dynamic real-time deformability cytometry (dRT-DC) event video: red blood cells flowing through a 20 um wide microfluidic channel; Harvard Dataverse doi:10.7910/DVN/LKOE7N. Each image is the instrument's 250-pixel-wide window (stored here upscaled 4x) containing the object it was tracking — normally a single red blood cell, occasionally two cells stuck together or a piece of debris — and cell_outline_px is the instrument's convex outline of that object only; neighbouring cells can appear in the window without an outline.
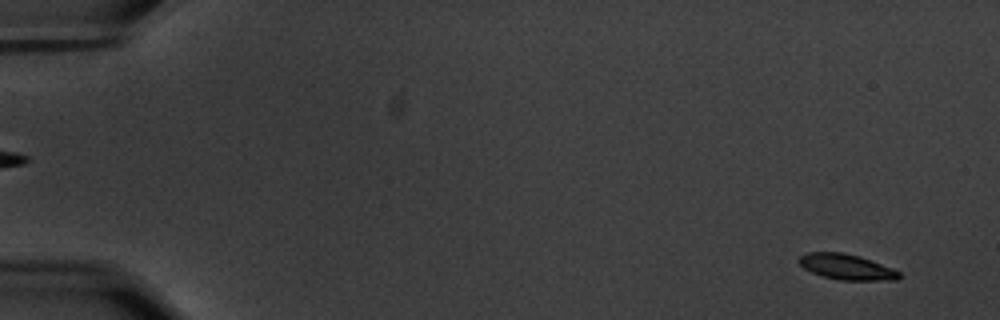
{"species": "common noctule bat (a hibernating species)", "species_latin": "Nyctalus noctula", "temperature_condition": "warm", "stored_images_in_passage": 60, "camera_frame_rate_fps": 3000, "um_per_image_px": 0.085, "animal": {"sex": "male", "body_mass_g": 20.1, "forearm_length_mm": 53.5}, "frame": {"image": 1, "passage_image": 4, "time_ms": 1.0, "image_size_px": [1000, 320], "cell_outline_px": [[900, 276], [896, 280], [840, 280], [824, 276], [812, 272], [804, 268], [796, 260], [800, 256], [808, 252], [844, 252], [860, 256], [892, 268], [900, 272]], "centroid_in_image_um": [71.94, 22.67], "position_along_channel_um": 13.1, "area_um2": 14.85}}
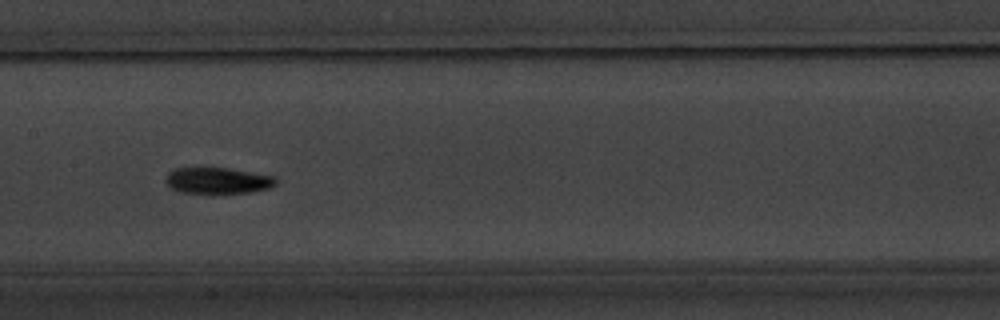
{"frame": {"image": 2, "passage_image": 31, "time_ms": 10.0, "image_size_px": [1000, 320], "cell_outline_px": [[276, 184], [268, 188], [248, 192], [212, 196], [180, 192], [172, 188], [164, 180], [168, 172], [176, 168], [228, 168], [276, 176]], "centroid_in_image_um": [18.48, 15.39], "position_along_channel_um": 188.9, "area_um2": 17.46}}
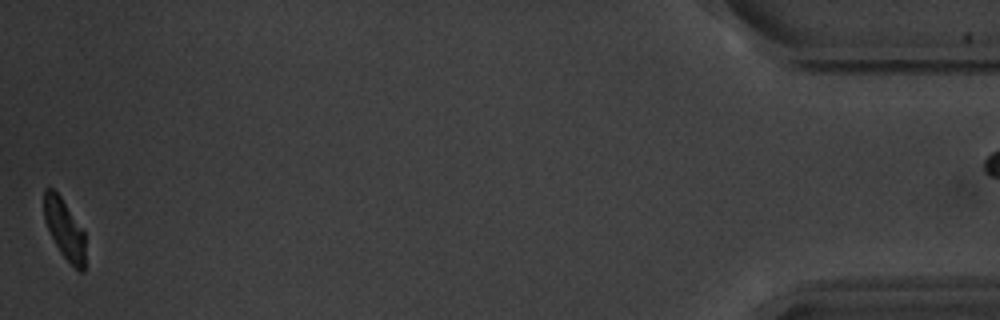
{"frame": {"image": 3, "passage_image": 59, "time_ms": 19.333, "image_size_px": [1000, 320], "cell_outline_px": [[84, 272], [80, 272], [60, 252], [44, 220], [44, 188], [52, 188], [60, 196], [84, 232]], "centroid_in_image_um": [5.46, 19.46], "position_along_channel_um": 429.7, "area_um2": 13.93}}